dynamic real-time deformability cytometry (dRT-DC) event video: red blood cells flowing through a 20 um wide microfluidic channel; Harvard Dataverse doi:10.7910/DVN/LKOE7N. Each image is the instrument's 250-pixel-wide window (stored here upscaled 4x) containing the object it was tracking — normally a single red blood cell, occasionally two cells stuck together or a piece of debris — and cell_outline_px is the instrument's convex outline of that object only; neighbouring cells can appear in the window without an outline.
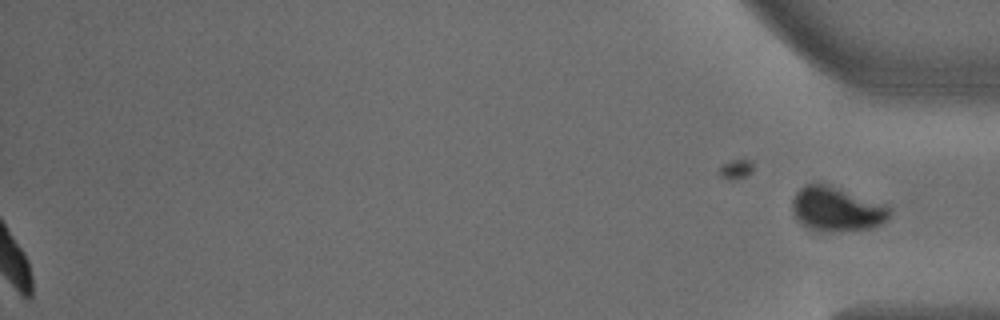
{"species": "common noctule bat (a hibernating species)", "species_latin": "Nyctalus noctula", "temperature_condition": "warm", "stored_images_in_passage": 46, "segment_of_instrument_passage": [2, 2], "camera_frame_rate_fps": 3000, "um_per_image_px": 0.085, "animal": {"sex": "male", "body_mass_g": 18.8}, "frame": {"image": 1, "passage_image": 46, "time_ms": 15.0, "image_size_px": [1000, 320], "cell_outline_px": [[892, 212], [880, 224], [872, 228], [840, 232], [820, 232], [808, 228], [800, 224], [796, 220], [792, 212], [792, 200], [796, 192], [804, 184], [816, 180], [820, 180], [888, 204], [892, 208]], "centroid_in_image_um": [71.1, 17.73], "position_along_channel_um": 364.1, "area_um2": 26.53}}